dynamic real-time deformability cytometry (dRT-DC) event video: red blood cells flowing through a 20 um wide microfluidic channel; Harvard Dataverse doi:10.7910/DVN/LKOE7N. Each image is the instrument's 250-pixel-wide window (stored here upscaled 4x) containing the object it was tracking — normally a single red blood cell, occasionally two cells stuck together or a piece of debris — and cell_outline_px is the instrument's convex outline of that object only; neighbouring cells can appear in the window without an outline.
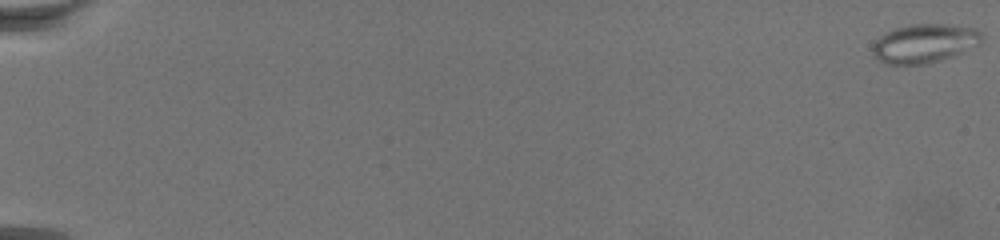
{"species": "common noctule bat (a hibernating species)", "species_latin": "Nyctalus noctula", "temperature_condition": "warm", "stored_images_in_passage": 75, "camera_frame_rate_fps": 3000, "um_per_image_px": 0.085, "animal": {"sex": "female", "body_mass_g": 19.5, "forearm_length_mm": 54.1}, "frame": {"image": 1, "passage_image": 1, "time_ms": 0.0, "image_size_px": [1000, 240], "cell_outline_px": [[980, 44], [952, 56], [928, 64], [884, 64], [872, 56], [872, 44], [880, 36], [896, 28], [912, 24], [948, 24], [976, 28], [980, 32]], "centroid_in_image_um": [78.53, 3.69], "position_along_channel_um": 6.5, "area_um2": 24.68}}
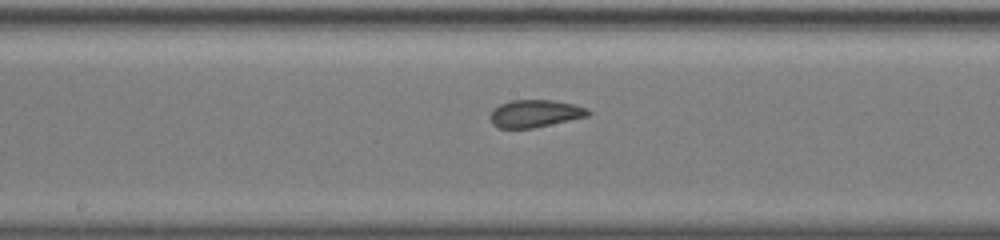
{"frame": {"image": 2, "passage_image": 43, "time_ms": 14.0, "image_size_px": [1000, 240], "cell_outline_px": [[592, 112], [588, 116], [532, 128], [500, 128], [492, 124], [488, 116], [492, 108], [500, 104], [512, 100], [552, 100], [576, 104], [588, 108]], "centroid_in_image_um": [45.46, 9.64], "position_along_channel_um": 202.7, "area_um2": 15.84}}
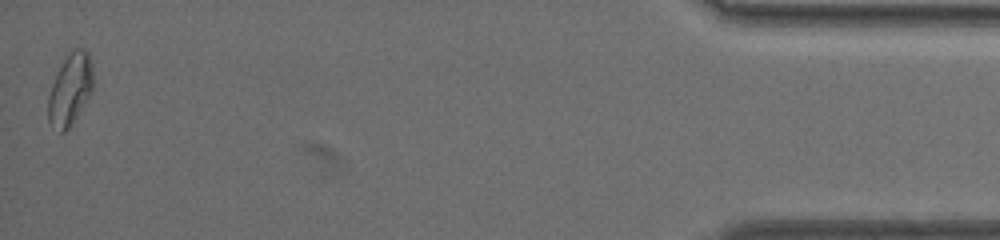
{"frame": {"image": 3, "passage_image": 74, "time_ms": 24.333, "image_size_px": [1000, 240], "cell_outline_px": [[92, 92], [68, 128], [64, 132], [60, 132], [48, 120], [48, 96], [52, 84], [64, 60], [72, 48], [84, 48], [88, 52], [92, 64]], "centroid_in_image_um": [5.97, 7.56], "position_along_channel_um": 429.2, "area_um2": 18.32}}